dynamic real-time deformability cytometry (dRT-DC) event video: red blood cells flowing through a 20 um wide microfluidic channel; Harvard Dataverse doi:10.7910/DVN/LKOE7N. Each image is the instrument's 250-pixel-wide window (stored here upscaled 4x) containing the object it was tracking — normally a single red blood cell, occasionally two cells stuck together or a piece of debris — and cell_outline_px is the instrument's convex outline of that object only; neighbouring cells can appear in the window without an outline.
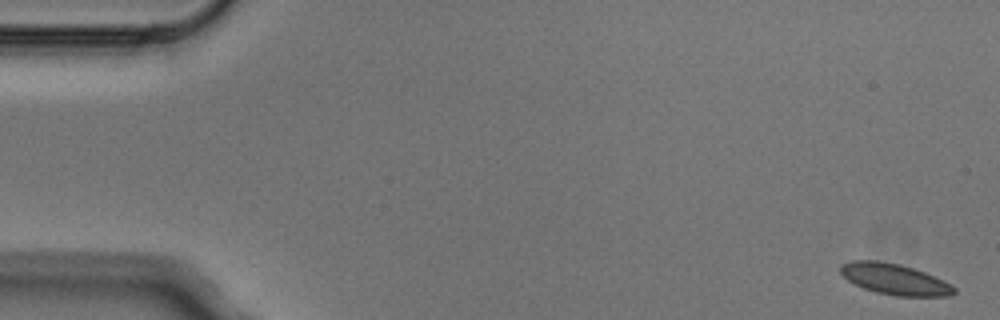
{"species": "Egyptian fruit bat (a non-hibernating species)", "species_latin": "Rousettus aegyptiacus", "temperature_condition": "cold", "stored_images_in_passage": 4, "camera_frame_rate_fps": 3000, "um_per_image_px": 0.085, "animal": {"sex": "male"}, "frame": {"image": 1, "passage_image": 1, "time_ms": 0.0, "image_size_px": [1000, 320], "cell_outline_px": [[956, 292], [948, 296], [896, 296], [876, 292], [864, 288], [848, 280], [840, 272], [840, 264], [852, 260], [876, 260], [900, 264], [924, 272], [956, 288]], "centroid_in_image_um": [75.99, 23.72], "position_along_channel_um": 9.0, "area_um2": 20.17}}
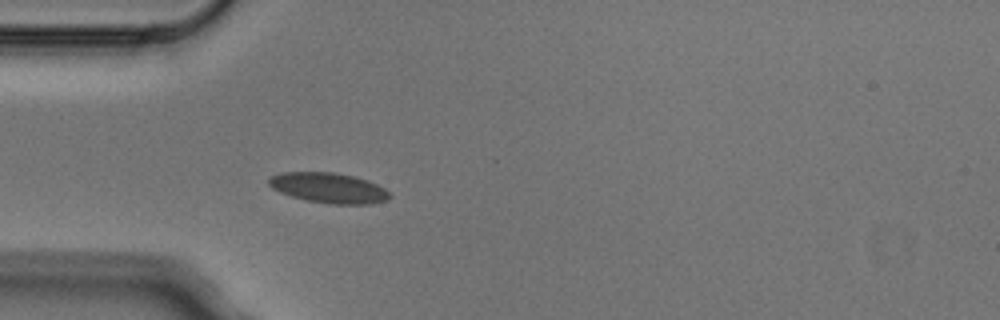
{"frame": {"image": 2, "passage_image": 4, "time_ms": 1.0, "image_size_px": [1000, 320], "cell_outline_px": [[392, 196], [388, 200], [368, 204], [332, 204], [308, 200], [292, 196], [280, 192], [272, 188], [268, 184], [268, 180], [272, 176], [284, 172], [332, 172], [352, 176], [368, 180], [384, 188]], "centroid_in_image_um": [27.95, 15.97], "position_along_channel_um": 57.0, "area_um2": 21.1}}